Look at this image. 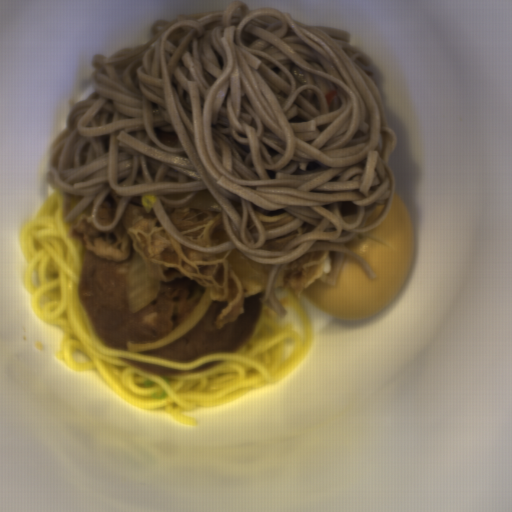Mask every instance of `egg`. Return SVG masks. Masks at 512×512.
Masks as SVG:
<instances>
[{
  "instance_id": "d2b9013d",
  "label": "egg",
  "mask_w": 512,
  "mask_h": 512,
  "mask_svg": "<svg viewBox=\"0 0 512 512\" xmlns=\"http://www.w3.org/2000/svg\"><path fill=\"white\" fill-rule=\"evenodd\" d=\"M346 246L371 265L376 279L371 281L365 268L345 253L336 285L318 279L304 295L333 318L363 320L376 316L399 296L415 261V227L396 191L383 223Z\"/></svg>"
},
{
  "instance_id": "2799bb9f",
  "label": "egg",
  "mask_w": 512,
  "mask_h": 512,
  "mask_svg": "<svg viewBox=\"0 0 512 512\" xmlns=\"http://www.w3.org/2000/svg\"><path fill=\"white\" fill-rule=\"evenodd\" d=\"M386 205H378L370 214H369V217L367 219V221L365 222V227L367 225H369L371 222H373L375 219L378 218L379 214L381 213V211L384 209Z\"/></svg>"
}]
</instances>
